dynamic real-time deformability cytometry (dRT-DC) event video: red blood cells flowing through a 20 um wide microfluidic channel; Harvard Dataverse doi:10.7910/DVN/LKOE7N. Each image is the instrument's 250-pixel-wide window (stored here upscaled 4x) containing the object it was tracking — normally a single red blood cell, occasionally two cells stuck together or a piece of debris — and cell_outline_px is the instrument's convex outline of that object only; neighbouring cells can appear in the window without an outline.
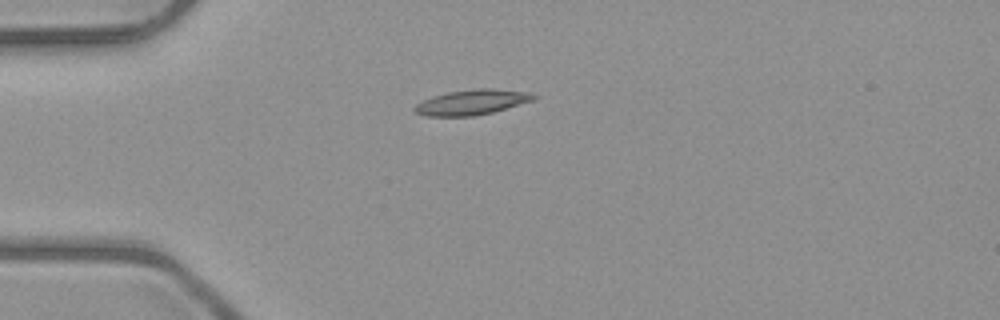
{"species": "common noctule bat (a hibernating species)", "species_latin": "Nyctalus noctula", "temperature_condition": "room temperature", "stored_images_in_passage": 4, "camera_frame_rate_fps": 3000, "um_per_image_px": 0.085, "animal": {"sex": "male", "body_mass_g": 23.1, "forearm_length_mm": 52.7}, "frame": {"image": 1, "passage_image": 1, "time_ms": 0.0, "image_size_px": [1000, 320], "cell_outline_px": [[536, 96], [532, 100], [492, 112], [472, 116], [424, 116], [412, 112], [412, 108], [416, 104], [432, 96], [448, 92], [480, 88], [492, 88], [524, 92]], "centroid_in_image_um": [39.99, 8.7], "position_along_channel_um": 45.0, "area_um2": 17.17}}
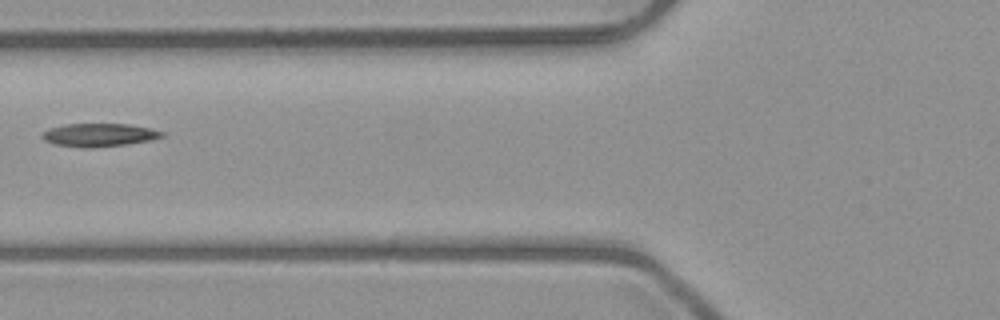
{"frame": {"image": 2, "passage_image": 3, "time_ms": 2.333, "image_size_px": [1000, 320], "cell_outline_px": [[164, 136], [148, 140], [124, 144], [92, 148], [80, 148], [56, 144], [44, 140], [40, 136], [44, 132], [52, 128], [64, 124], [128, 124], [148, 128], [164, 132]], "centroid_in_image_um": [8.39, 11.47], "position_along_channel_um": 117.4, "area_um2": 15.9}}
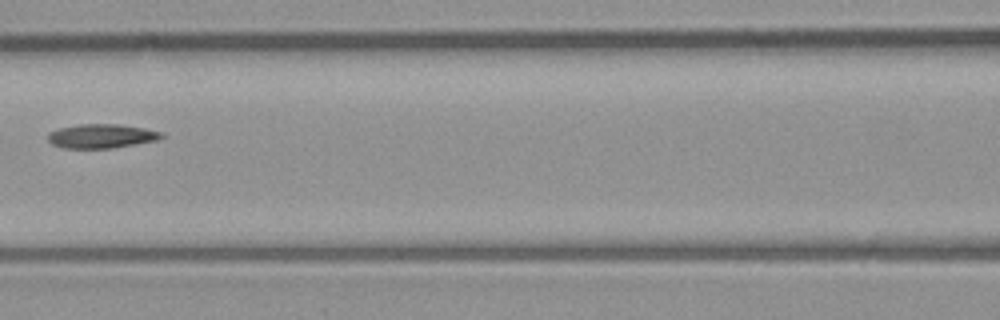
{"frame": {"image": 3, "passage_image": 4, "time_ms": 3.333, "image_size_px": [1000, 320], "cell_outline_px": [[164, 136], [156, 140], [136, 144], [112, 148], [64, 148], [52, 144], [48, 140], [48, 132], [60, 128], [80, 124], [116, 124], [144, 128], [160, 132]], "centroid_in_image_um": [8.59, 11.57], "position_along_channel_um": 158.0, "area_um2": 15.78}}